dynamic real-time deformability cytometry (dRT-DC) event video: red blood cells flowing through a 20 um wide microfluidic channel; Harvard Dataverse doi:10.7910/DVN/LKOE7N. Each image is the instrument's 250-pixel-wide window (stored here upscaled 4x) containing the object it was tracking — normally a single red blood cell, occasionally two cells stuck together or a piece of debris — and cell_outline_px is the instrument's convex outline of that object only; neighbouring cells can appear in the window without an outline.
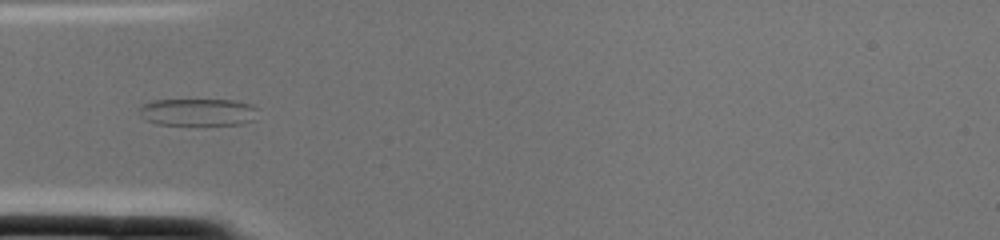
{"species": "common noctule bat (a hibernating species)", "species_latin": "Nyctalus noctula", "temperature_condition": "cold", "stored_images_in_passage": 2, "camera_frame_rate_fps": 3000, "um_per_image_px": 0.085, "animal": {"sex": "female", "body_mass_g": 22.0, "forearm_length_mm": 56.7}, "frame": {"image": 1, "passage_image": 2, "time_ms": 0.333, "image_size_px": [1000, 240], "cell_outline_px": [[256, 120], [244, 124], [156, 124], [148, 120], [140, 112], [140, 108], [144, 104], [152, 100], [236, 100], [252, 104], [256, 108]], "centroid_in_image_um": [16.9, 9.52], "position_along_channel_um": 68.1, "area_um2": 18.67}}